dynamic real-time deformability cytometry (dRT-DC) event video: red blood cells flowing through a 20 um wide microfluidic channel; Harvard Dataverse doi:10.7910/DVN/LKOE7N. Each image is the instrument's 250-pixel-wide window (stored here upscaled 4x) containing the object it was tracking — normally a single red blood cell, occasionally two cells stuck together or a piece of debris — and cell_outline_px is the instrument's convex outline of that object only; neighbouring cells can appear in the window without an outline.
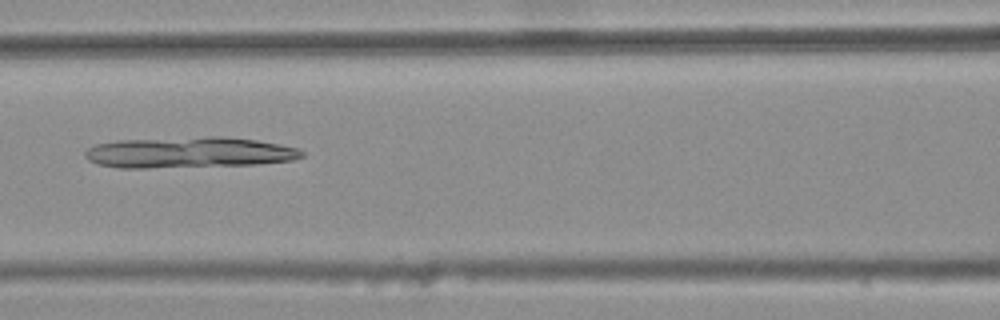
{"species": "common noctule bat (a hibernating species)", "species_latin": "Nyctalus noctula", "temperature_condition": "warm", "stored_images_in_passage": 47, "camera_frame_rate_fps": 3000, "um_per_image_px": 0.085, "animal": {"sex": "female", "body_mass_g": 25.1}, "frame": {"image": 1, "passage_image": 23, "time_ms": 7.333, "image_size_px": [1000, 320], "cell_outline_px": [[304, 156], [296, 160], [256, 164], [148, 168], [116, 168], [96, 164], [88, 160], [84, 156], [84, 152], [88, 148], [96, 144], [116, 140], [208, 136], [224, 136], [256, 140], [300, 148], [304, 152]], "centroid_in_image_um": [16.05, 12.96], "position_along_channel_um": 150.5, "area_um2": 39.48}}
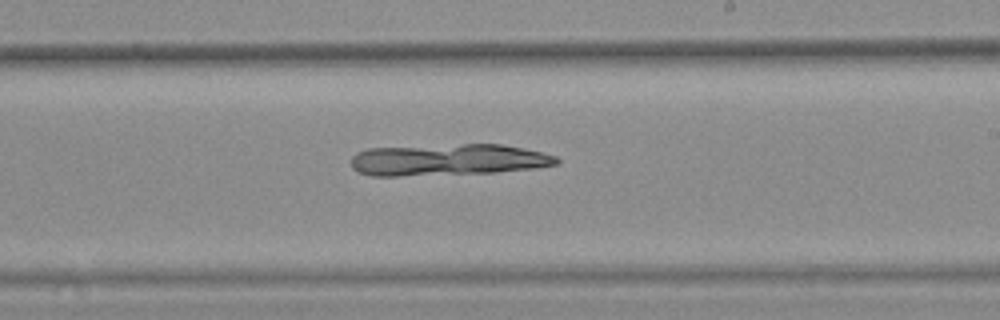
{"frame": {"image": 2, "passage_image": 31, "time_ms": 10.0, "image_size_px": [1000, 320], "cell_outline_px": [[560, 160], [556, 164], [536, 168], [492, 172], [400, 176], [372, 176], [360, 172], [352, 168], [352, 156], [356, 152], [368, 148], [464, 144], [500, 144], [524, 148], [556, 156]], "centroid_in_image_um": [38.06, 13.58], "position_along_channel_um": 250.9, "area_um2": 37.69}}
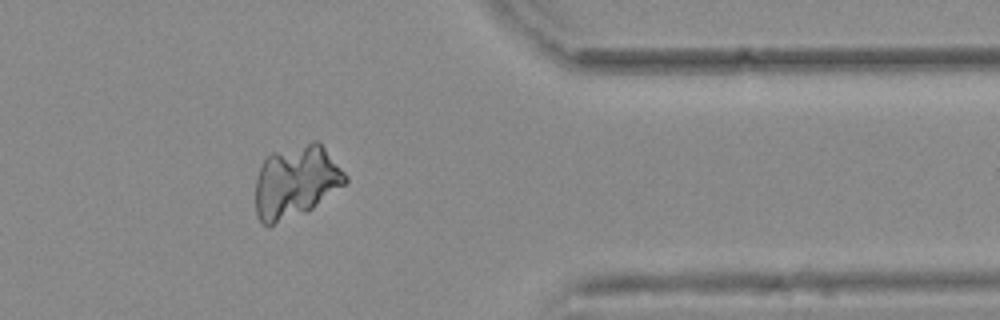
{"frame": {"image": 3, "passage_image": 43, "time_ms": 14.0, "image_size_px": [1000, 320], "cell_outline_px": [[348, 180], [344, 184], [312, 208], [304, 212], [268, 228], [260, 224], [256, 216], [256, 176], [264, 156], [268, 152], [312, 140], [320, 140], [348, 176]], "centroid_in_image_um": [25.11, 15.41], "position_along_channel_um": 386.3, "area_um2": 38.84}}